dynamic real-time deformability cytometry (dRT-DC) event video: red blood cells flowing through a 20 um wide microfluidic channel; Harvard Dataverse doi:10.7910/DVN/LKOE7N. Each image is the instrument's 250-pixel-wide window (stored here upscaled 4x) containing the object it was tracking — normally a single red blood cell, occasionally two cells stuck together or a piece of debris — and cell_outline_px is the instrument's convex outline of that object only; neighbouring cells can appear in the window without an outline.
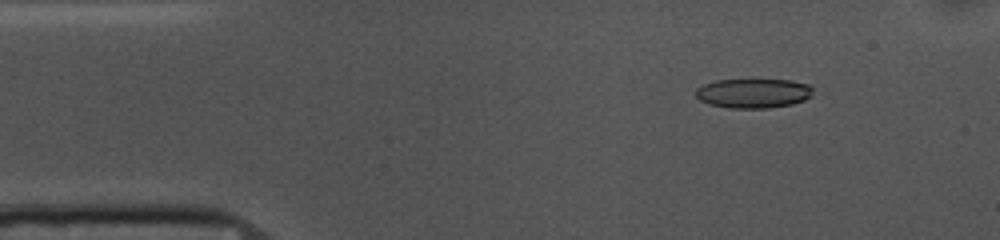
{"species": "common noctule bat (a hibernating species)", "species_latin": "Nyctalus noctula", "temperature_condition": "cold", "stored_images_in_passage": 48, "camera_frame_rate_fps": 3000, "um_per_image_px": 0.085, "animal": {"sex": "female", "body_mass_g": 10.0, "forearm_length_mm": 53.1}, "frame": {"image": 1, "passage_image": 1, "time_ms": 0.0, "image_size_px": [1000, 240], "cell_outline_px": [[812, 96], [804, 100], [792, 104], [768, 108], [728, 108], [708, 104], [700, 100], [696, 96], [696, 88], [704, 84], [716, 80], [792, 80], [808, 84], [812, 88]], "centroid_in_image_um": [64.03, 7.93], "position_along_channel_um": 21.0, "area_um2": 20.17}}
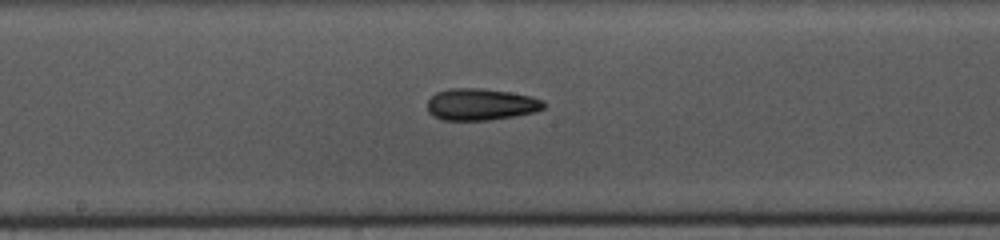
{"frame": {"image": 2, "passage_image": 21, "time_ms": 6.667, "image_size_px": [1000, 240], "cell_outline_px": [[548, 104], [544, 108], [536, 112], [516, 116], [488, 120], [444, 120], [432, 116], [428, 112], [428, 100], [436, 92], [452, 88], [480, 88], [508, 92], [532, 96], [544, 100]], "centroid_in_image_um": [40.91, 8.88], "position_along_channel_um": 207.3, "area_um2": 21.73}}
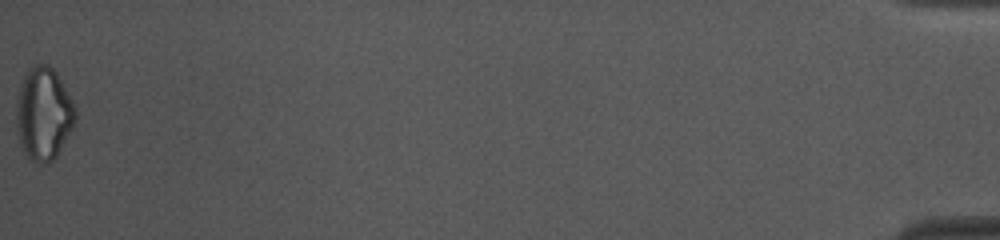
{"frame": {"image": 3, "passage_image": 48, "time_ms": 15.667, "image_size_px": [1000, 240], "cell_outline_px": [[76, 120], [72, 128], [56, 156], [52, 160], [44, 164], [40, 164], [32, 160], [24, 152], [20, 144], [16, 132], [16, 100], [24, 76], [28, 68], [36, 64], [48, 64], [56, 72], [72, 100], [76, 108]], "centroid_in_image_um": [3.69, 9.67], "position_along_channel_um": 431.5, "area_um2": 31.91}, "authors_computed_cell_mechanics": {"area_um2": 21.4149, "velocity_mm_per_s": 3.6829, "shape_relaxation_time_tau1_ms": 7.6138, "shape_relaxation_time_tau2_ms": 5.1239, "deformation_change_tau1": 0.1764, "deformation_change_tau2": 0.1542}}